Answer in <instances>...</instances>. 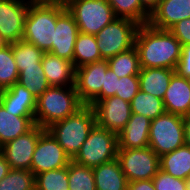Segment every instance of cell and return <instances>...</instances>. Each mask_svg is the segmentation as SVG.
I'll return each instance as SVG.
<instances>
[{"mask_svg":"<svg viewBox=\"0 0 190 190\" xmlns=\"http://www.w3.org/2000/svg\"><path fill=\"white\" fill-rule=\"evenodd\" d=\"M181 43L169 31L147 24L138 27L135 37L141 68L175 70L181 56Z\"/></svg>","mask_w":190,"mask_h":190,"instance_id":"1","label":"cell"},{"mask_svg":"<svg viewBox=\"0 0 190 190\" xmlns=\"http://www.w3.org/2000/svg\"><path fill=\"white\" fill-rule=\"evenodd\" d=\"M66 9L64 2L33 1L25 18L23 40L44 53L52 49L57 17Z\"/></svg>","mask_w":190,"mask_h":190,"instance_id":"2","label":"cell"},{"mask_svg":"<svg viewBox=\"0 0 190 190\" xmlns=\"http://www.w3.org/2000/svg\"><path fill=\"white\" fill-rule=\"evenodd\" d=\"M83 105L75 86H50L37 98L35 125L46 129L54 122L74 114Z\"/></svg>","mask_w":190,"mask_h":190,"instance_id":"3","label":"cell"},{"mask_svg":"<svg viewBox=\"0 0 190 190\" xmlns=\"http://www.w3.org/2000/svg\"><path fill=\"white\" fill-rule=\"evenodd\" d=\"M95 124L96 119L93 108L90 105H83L74 114L54 122L46 129L72 160Z\"/></svg>","mask_w":190,"mask_h":190,"instance_id":"4","label":"cell"},{"mask_svg":"<svg viewBox=\"0 0 190 190\" xmlns=\"http://www.w3.org/2000/svg\"><path fill=\"white\" fill-rule=\"evenodd\" d=\"M117 151V134L95 124L72 161L76 164L93 168L115 160Z\"/></svg>","mask_w":190,"mask_h":190,"instance_id":"5","label":"cell"},{"mask_svg":"<svg viewBox=\"0 0 190 190\" xmlns=\"http://www.w3.org/2000/svg\"><path fill=\"white\" fill-rule=\"evenodd\" d=\"M140 24L129 18H115L95 36L101 58L107 60L135 46V37Z\"/></svg>","mask_w":190,"mask_h":190,"instance_id":"6","label":"cell"},{"mask_svg":"<svg viewBox=\"0 0 190 190\" xmlns=\"http://www.w3.org/2000/svg\"><path fill=\"white\" fill-rule=\"evenodd\" d=\"M183 116L164 112L151 120L149 147L160 157L185 145Z\"/></svg>","mask_w":190,"mask_h":190,"instance_id":"7","label":"cell"},{"mask_svg":"<svg viewBox=\"0 0 190 190\" xmlns=\"http://www.w3.org/2000/svg\"><path fill=\"white\" fill-rule=\"evenodd\" d=\"M64 3L82 33L96 35L117 18L108 0H66Z\"/></svg>","mask_w":190,"mask_h":190,"instance_id":"8","label":"cell"},{"mask_svg":"<svg viewBox=\"0 0 190 190\" xmlns=\"http://www.w3.org/2000/svg\"><path fill=\"white\" fill-rule=\"evenodd\" d=\"M117 159L128 182L152 179L160 169L159 156L150 147L118 149Z\"/></svg>","mask_w":190,"mask_h":190,"instance_id":"9","label":"cell"},{"mask_svg":"<svg viewBox=\"0 0 190 190\" xmlns=\"http://www.w3.org/2000/svg\"><path fill=\"white\" fill-rule=\"evenodd\" d=\"M71 158L58 144L51 133L45 129L36 144L30 170L36 176L45 171L64 168L69 165Z\"/></svg>","mask_w":190,"mask_h":190,"instance_id":"10","label":"cell"},{"mask_svg":"<svg viewBox=\"0 0 190 190\" xmlns=\"http://www.w3.org/2000/svg\"><path fill=\"white\" fill-rule=\"evenodd\" d=\"M109 68L107 60L89 63L75 69V89L84 105L101 100L104 75Z\"/></svg>","mask_w":190,"mask_h":190,"instance_id":"11","label":"cell"},{"mask_svg":"<svg viewBox=\"0 0 190 190\" xmlns=\"http://www.w3.org/2000/svg\"><path fill=\"white\" fill-rule=\"evenodd\" d=\"M95 113L96 124L119 134L131 117V104L117 96L97 100L90 105Z\"/></svg>","mask_w":190,"mask_h":190,"instance_id":"12","label":"cell"},{"mask_svg":"<svg viewBox=\"0 0 190 190\" xmlns=\"http://www.w3.org/2000/svg\"><path fill=\"white\" fill-rule=\"evenodd\" d=\"M31 0H0V34L8 44L23 38L25 18Z\"/></svg>","mask_w":190,"mask_h":190,"instance_id":"13","label":"cell"},{"mask_svg":"<svg viewBox=\"0 0 190 190\" xmlns=\"http://www.w3.org/2000/svg\"><path fill=\"white\" fill-rule=\"evenodd\" d=\"M44 130L35 125L26 134L18 136L0 147V153L5 157L11 169L30 170L36 144Z\"/></svg>","mask_w":190,"mask_h":190,"instance_id":"14","label":"cell"},{"mask_svg":"<svg viewBox=\"0 0 190 190\" xmlns=\"http://www.w3.org/2000/svg\"><path fill=\"white\" fill-rule=\"evenodd\" d=\"M73 15L67 8L57 17L50 53L73 62L75 42L79 34Z\"/></svg>","mask_w":190,"mask_h":190,"instance_id":"15","label":"cell"},{"mask_svg":"<svg viewBox=\"0 0 190 190\" xmlns=\"http://www.w3.org/2000/svg\"><path fill=\"white\" fill-rule=\"evenodd\" d=\"M186 18H190V0H160L151 12L148 24L157 29L169 30Z\"/></svg>","mask_w":190,"mask_h":190,"instance_id":"16","label":"cell"},{"mask_svg":"<svg viewBox=\"0 0 190 190\" xmlns=\"http://www.w3.org/2000/svg\"><path fill=\"white\" fill-rule=\"evenodd\" d=\"M151 119L132 113L129 121L117 135L118 149L149 147Z\"/></svg>","mask_w":190,"mask_h":190,"instance_id":"17","label":"cell"},{"mask_svg":"<svg viewBox=\"0 0 190 190\" xmlns=\"http://www.w3.org/2000/svg\"><path fill=\"white\" fill-rule=\"evenodd\" d=\"M165 112L181 116L190 114V79L176 72L170 78V84L163 98Z\"/></svg>","mask_w":190,"mask_h":190,"instance_id":"18","label":"cell"},{"mask_svg":"<svg viewBox=\"0 0 190 190\" xmlns=\"http://www.w3.org/2000/svg\"><path fill=\"white\" fill-rule=\"evenodd\" d=\"M50 86H74L75 67L73 62L46 52L41 61Z\"/></svg>","mask_w":190,"mask_h":190,"instance_id":"19","label":"cell"},{"mask_svg":"<svg viewBox=\"0 0 190 190\" xmlns=\"http://www.w3.org/2000/svg\"><path fill=\"white\" fill-rule=\"evenodd\" d=\"M0 104L17 116L34 117L37 99L27 88L15 83L3 91Z\"/></svg>","mask_w":190,"mask_h":190,"instance_id":"20","label":"cell"},{"mask_svg":"<svg viewBox=\"0 0 190 190\" xmlns=\"http://www.w3.org/2000/svg\"><path fill=\"white\" fill-rule=\"evenodd\" d=\"M35 126L34 117L17 116L0 104V147L18 136L26 134Z\"/></svg>","mask_w":190,"mask_h":190,"instance_id":"21","label":"cell"},{"mask_svg":"<svg viewBox=\"0 0 190 190\" xmlns=\"http://www.w3.org/2000/svg\"><path fill=\"white\" fill-rule=\"evenodd\" d=\"M96 190H127V179L116 158L93 167Z\"/></svg>","mask_w":190,"mask_h":190,"instance_id":"22","label":"cell"},{"mask_svg":"<svg viewBox=\"0 0 190 190\" xmlns=\"http://www.w3.org/2000/svg\"><path fill=\"white\" fill-rule=\"evenodd\" d=\"M174 73L175 70L168 68H141L138 74L140 90L163 100Z\"/></svg>","mask_w":190,"mask_h":190,"instance_id":"23","label":"cell"},{"mask_svg":"<svg viewBox=\"0 0 190 190\" xmlns=\"http://www.w3.org/2000/svg\"><path fill=\"white\" fill-rule=\"evenodd\" d=\"M160 169L165 173L186 180L190 174V146L183 145L159 157Z\"/></svg>","mask_w":190,"mask_h":190,"instance_id":"24","label":"cell"},{"mask_svg":"<svg viewBox=\"0 0 190 190\" xmlns=\"http://www.w3.org/2000/svg\"><path fill=\"white\" fill-rule=\"evenodd\" d=\"M103 60L95 35L80 32L77 36L73 54V65L79 68L83 65Z\"/></svg>","mask_w":190,"mask_h":190,"instance_id":"25","label":"cell"},{"mask_svg":"<svg viewBox=\"0 0 190 190\" xmlns=\"http://www.w3.org/2000/svg\"><path fill=\"white\" fill-rule=\"evenodd\" d=\"M109 68L119 78L130 75H138L141 70L139 54L134 46L131 49L119 53L107 59Z\"/></svg>","mask_w":190,"mask_h":190,"instance_id":"26","label":"cell"},{"mask_svg":"<svg viewBox=\"0 0 190 190\" xmlns=\"http://www.w3.org/2000/svg\"><path fill=\"white\" fill-rule=\"evenodd\" d=\"M12 53L19 73L24 68L37 67V64H41L44 55L42 50L23 39L12 43Z\"/></svg>","mask_w":190,"mask_h":190,"instance_id":"27","label":"cell"},{"mask_svg":"<svg viewBox=\"0 0 190 190\" xmlns=\"http://www.w3.org/2000/svg\"><path fill=\"white\" fill-rule=\"evenodd\" d=\"M130 104L132 113L143 115L151 120L165 112L162 99L141 90L133 97Z\"/></svg>","mask_w":190,"mask_h":190,"instance_id":"28","label":"cell"},{"mask_svg":"<svg viewBox=\"0 0 190 190\" xmlns=\"http://www.w3.org/2000/svg\"><path fill=\"white\" fill-rule=\"evenodd\" d=\"M116 17L129 18L138 24H147L150 13L140 4V0H108Z\"/></svg>","mask_w":190,"mask_h":190,"instance_id":"29","label":"cell"},{"mask_svg":"<svg viewBox=\"0 0 190 190\" xmlns=\"http://www.w3.org/2000/svg\"><path fill=\"white\" fill-rule=\"evenodd\" d=\"M17 83L27 88L36 99L50 87L42 64H37V67L24 68L19 73Z\"/></svg>","mask_w":190,"mask_h":190,"instance_id":"30","label":"cell"},{"mask_svg":"<svg viewBox=\"0 0 190 190\" xmlns=\"http://www.w3.org/2000/svg\"><path fill=\"white\" fill-rule=\"evenodd\" d=\"M35 190H69L68 166L35 176Z\"/></svg>","mask_w":190,"mask_h":190,"instance_id":"31","label":"cell"},{"mask_svg":"<svg viewBox=\"0 0 190 190\" xmlns=\"http://www.w3.org/2000/svg\"><path fill=\"white\" fill-rule=\"evenodd\" d=\"M69 190H96L93 168L71 161L68 165Z\"/></svg>","mask_w":190,"mask_h":190,"instance_id":"32","label":"cell"},{"mask_svg":"<svg viewBox=\"0 0 190 190\" xmlns=\"http://www.w3.org/2000/svg\"><path fill=\"white\" fill-rule=\"evenodd\" d=\"M19 72L12 53V43L0 48V86L5 90L18 82Z\"/></svg>","mask_w":190,"mask_h":190,"instance_id":"33","label":"cell"},{"mask_svg":"<svg viewBox=\"0 0 190 190\" xmlns=\"http://www.w3.org/2000/svg\"><path fill=\"white\" fill-rule=\"evenodd\" d=\"M35 175L31 170L10 169L0 181V190H35Z\"/></svg>","mask_w":190,"mask_h":190,"instance_id":"34","label":"cell"},{"mask_svg":"<svg viewBox=\"0 0 190 190\" xmlns=\"http://www.w3.org/2000/svg\"><path fill=\"white\" fill-rule=\"evenodd\" d=\"M139 90L140 86L138 75L124 76L118 79L115 96L122 98L124 101L131 102Z\"/></svg>","mask_w":190,"mask_h":190,"instance_id":"35","label":"cell"},{"mask_svg":"<svg viewBox=\"0 0 190 190\" xmlns=\"http://www.w3.org/2000/svg\"><path fill=\"white\" fill-rule=\"evenodd\" d=\"M155 190H187L186 180L177 179L161 169L152 178Z\"/></svg>","mask_w":190,"mask_h":190,"instance_id":"36","label":"cell"},{"mask_svg":"<svg viewBox=\"0 0 190 190\" xmlns=\"http://www.w3.org/2000/svg\"><path fill=\"white\" fill-rule=\"evenodd\" d=\"M169 31L179 40L182 46L190 44V18L177 22Z\"/></svg>","mask_w":190,"mask_h":190,"instance_id":"37","label":"cell"},{"mask_svg":"<svg viewBox=\"0 0 190 190\" xmlns=\"http://www.w3.org/2000/svg\"><path fill=\"white\" fill-rule=\"evenodd\" d=\"M119 77L112 72L110 68L107 69L106 74L104 75V85L101 88V100L115 96L117 91Z\"/></svg>","mask_w":190,"mask_h":190,"instance_id":"38","label":"cell"},{"mask_svg":"<svg viewBox=\"0 0 190 190\" xmlns=\"http://www.w3.org/2000/svg\"><path fill=\"white\" fill-rule=\"evenodd\" d=\"M175 72L186 79H190V44L181 46V56Z\"/></svg>","mask_w":190,"mask_h":190,"instance_id":"39","label":"cell"},{"mask_svg":"<svg viewBox=\"0 0 190 190\" xmlns=\"http://www.w3.org/2000/svg\"><path fill=\"white\" fill-rule=\"evenodd\" d=\"M127 190H155L152 179L131 181L127 183Z\"/></svg>","mask_w":190,"mask_h":190,"instance_id":"40","label":"cell"},{"mask_svg":"<svg viewBox=\"0 0 190 190\" xmlns=\"http://www.w3.org/2000/svg\"><path fill=\"white\" fill-rule=\"evenodd\" d=\"M185 145L190 146V114L183 116Z\"/></svg>","mask_w":190,"mask_h":190,"instance_id":"41","label":"cell"},{"mask_svg":"<svg viewBox=\"0 0 190 190\" xmlns=\"http://www.w3.org/2000/svg\"><path fill=\"white\" fill-rule=\"evenodd\" d=\"M9 163L6 161L5 157L0 153V181L8 174L10 171Z\"/></svg>","mask_w":190,"mask_h":190,"instance_id":"42","label":"cell"},{"mask_svg":"<svg viewBox=\"0 0 190 190\" xmlns=\"http://www.w3.org/2000/svg\"><path fill=\"white\" fill-rule=\"evenodd\" d=\"M160 0H140V4L151 14Z\"/></svg>","mask_w":190,"mask_h":190,"instance_id":"43","label":"cell"},{"mask_svg":"<svg viewBox=\"0 0 190 190\" xmlns=\"http://www.w3.org/2000/svg\"><path fill=\"white\" fill-rule=\"evenodd\" d=\"M6 45H8V43L6 42V40L0 34V48L5 47Z\"/></svg>","mask_w":190,"mask_h":190,"instance_id":"44","label":"cell"},{"mask_svg":"<svg viewBox=\"0 0 190 190\" xmlns=\"http://www.w3.org/2000/svg\"><path fill=\"white\" fill-rule=\"evenodd\" d=\"M31 1L65 2L66 0H31Z\"/></svg>","mask_w":190,"mask_h":190,"instance_id":"45","label":"cell"},{"mask_svg":"<svg viewBox=\"0 0 190 190\" xmlns=\"http://www.w3.org/2000/svg\"><path fill=\"white\" fill-rule=\"evenodd\" d=\"M186 187H187V190H190V174L188 175L186 179Z\"/></svg>","mask_w":190,"mask_h":190,"instance_id":"46","label":"cell"},{"mask_svg":"<svg viewBox=\"0 0 190 190\" xmlns=\"http://www.w3.org/2000/svg\"><path fill=\"white\" fill-rule=\"evenodd\" d=\"M3 91H4V89L0 86V99L2 97Z\"/></svg>","mask_w":190,"mask_h":190,"instance_id":"47","label":"cell"}]
</instances>
